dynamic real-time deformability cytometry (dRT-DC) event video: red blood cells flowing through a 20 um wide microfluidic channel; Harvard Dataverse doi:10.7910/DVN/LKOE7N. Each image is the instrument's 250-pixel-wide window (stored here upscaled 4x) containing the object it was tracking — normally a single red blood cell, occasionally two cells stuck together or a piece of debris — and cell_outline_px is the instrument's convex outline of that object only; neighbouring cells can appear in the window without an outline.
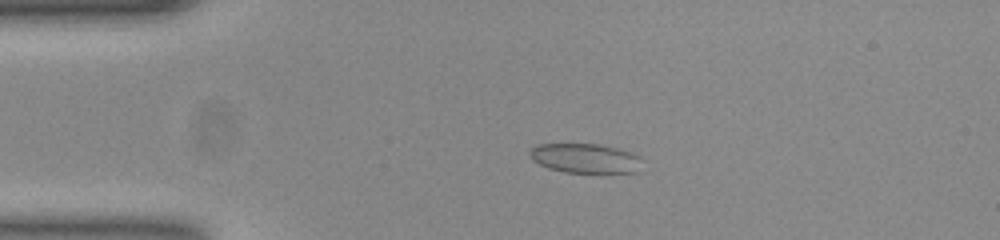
{"species": "common noctule bat (a hibernating species)", "species_latin": "Nyctalus noctula", "temperature_condition": "room temperature", "stored_images_in_passage": 43, "camera_frame_rate_fps": 3000, "um_per_image_px": 0.085, "animal": {"sex": "female", "body_mass_g": 23.0, "forearm_length_mm": 53.4}, "frame": {"image": 1, "passage_image": 1, "time_ms": 0.0, "image_size_px": [1000, 240], "cell_outline_px": [[640, 156], [636, 172], [564, 172], [548, 168], [532, 160], [528, 152], [536, 144], [600, 144], [620, 148], [632, 152]], "centroid_in_image_um": [49.7, 13.43], "position_along_channel_um": 35.3, "area_um2": 19.19}}
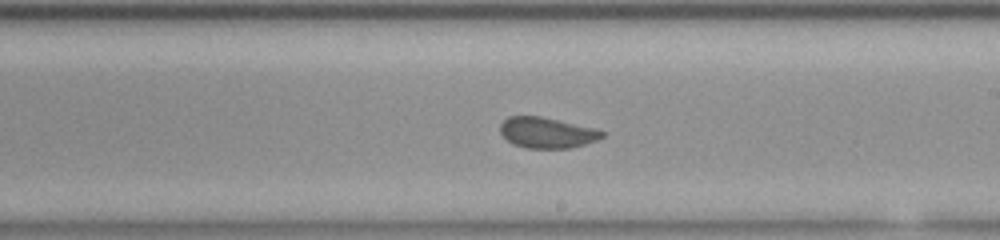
{"frame": {"image": 2, "passage_image": 20, "time_ms": 6.333, "image_size_px": [1000, 240], "cell_outline_px": [[604, 136], [596, 140], [584, 144], [568, 148], [524, 148], [512, 144], [500, 132], [500, 124], [508, 116], [540, 116], [596, 128], [604, 132]], "centroid_in_image_um": [46.47, 11.27], "position_along_channel_um": 242.5, "area_um2": 18.21}}
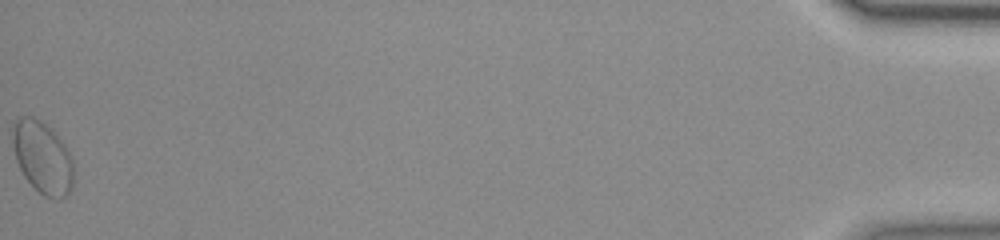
{"frame": {"image": 3, "passage_image": 43, "time_ms": 14.0, "image_size_px": [1000, 240], "cell_outline_px": [[72, 188], [60, 200], [44, 196], [24, 176], [16, 160], [12, 144], [12, 124], [20, 116], [32, 116], [40, 120], [52, 128], [64, 144], [72, 160]], "centroid_in_image_um": [3.59, 13.34], "position_along_channel_um": 431.6, "area_um2": 25.55}, "authors_computed_cell_mechanics": {"area_um2": 18.785, "velocity_mm_per_s": 3.8338, "shape_relaxation_time_tau1_ms": 6.0938, "shape_relaxation_time_tau2_ms": 0.9303, "deformation_change_tau1": 0.0846, "deformation_change_tau2": 0.0422}}